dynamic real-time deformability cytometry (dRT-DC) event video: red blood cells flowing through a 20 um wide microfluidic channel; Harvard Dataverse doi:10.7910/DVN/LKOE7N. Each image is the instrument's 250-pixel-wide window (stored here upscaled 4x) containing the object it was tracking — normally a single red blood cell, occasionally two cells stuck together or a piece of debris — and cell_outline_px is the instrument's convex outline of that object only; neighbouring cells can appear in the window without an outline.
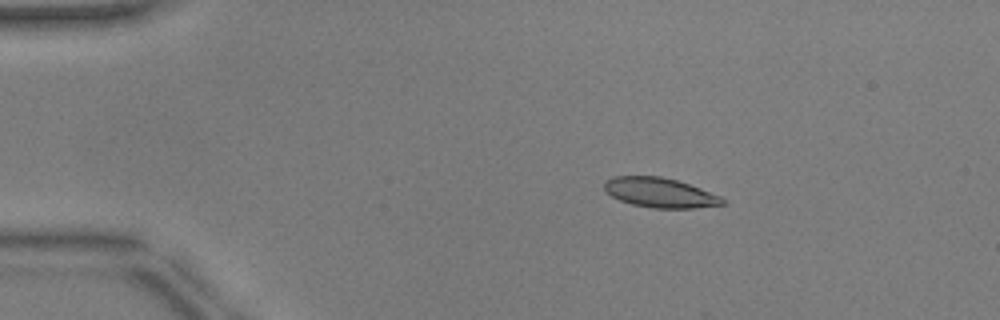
{"species": "common noctule bat (a hibernating species)", "species_latin": "Nyctalus noctula", "temperature_condition": "warm", "stored_images_in_passage": 11, "camera_frame_rate_fps": 3000, "um_per_image_px": 0.085, "animal": {"sex": "male", "body_mass_g": 17.9, "forearm_length_mm": 54.2}, "frame": {"image": 1, "passage_image": 9, "time_ms": 2.667, "image_size_px": [1000, 320], "cell_outline_px": [[724, 204], [696, 208], [652, 208], [632, 204], [620, 200], [604, 192], [604, 180], [612, 176], [660, 176], [676, 180], [700, 188], [720, 196], [724, 200]], "centroid_in_image_um": [56.04, 16.37], "position_along_channel_um": 29.0, "area_um2": 20.46}}